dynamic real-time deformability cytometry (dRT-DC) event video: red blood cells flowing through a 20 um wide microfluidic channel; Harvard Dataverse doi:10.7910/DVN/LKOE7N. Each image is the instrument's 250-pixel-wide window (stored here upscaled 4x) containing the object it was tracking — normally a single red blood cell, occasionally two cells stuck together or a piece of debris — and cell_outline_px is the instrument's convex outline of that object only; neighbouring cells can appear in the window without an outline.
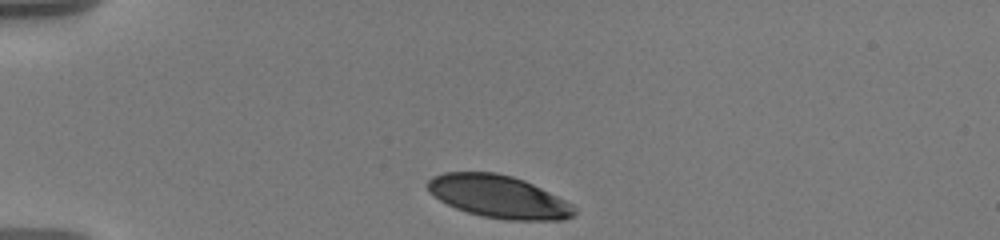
{"species": "human", "species_latin": "Homo sapiens", "temperature_condition": "warm", "stored_images_in_passage": 39, "camera_frame_rate_fps": 3000, "um_per_image_px": 0.085, "donor": {"sex": "male"}, "frame": {"image": 1, "passage_image": 1, "time_ms": 0.0, "image_size_px": [1000, 240], "cell_outline_px": [[576, 212], [572, 216], [564, 220], [508, 220], [480, 216], [456, 208], [440, 200], [428, 192], [428, 180], [432, 176], [444, 172], [496, 172], [512, 176], [524, 180], [572, 204], [576, 208]], "centroid_in_image_um": [42.36, 16.71], "position_along_channel_um": 42.6, "area_um2": 36.3}}
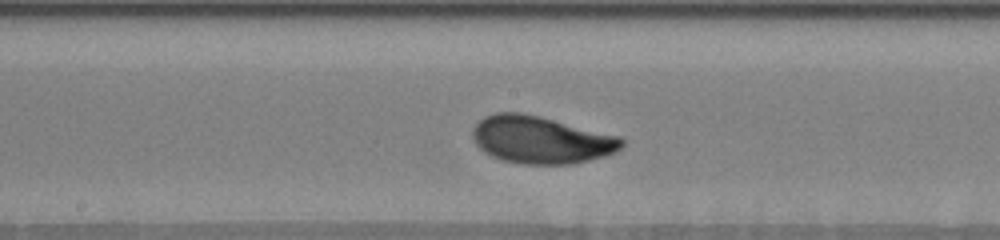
{"frame": {"image": 2, "passage_image": 18, "time_ms": 5.667, "image_size_px": [1000, 240], "cell_outline_px": [[624, 144], [616, 152], [604, 156], [572, 164], [520, 164], [504, 160], [492, 156], [484, 152], [476, 144], [472, 136], [472, 128], [484, 116], [496, 112], [520, 112], [540, 116], [620, 136], [624, 140]], "centroid_in_image_um": [45.98, 11.88], "position_along_channel_um": 202.2, "area_um2": 41.27}}
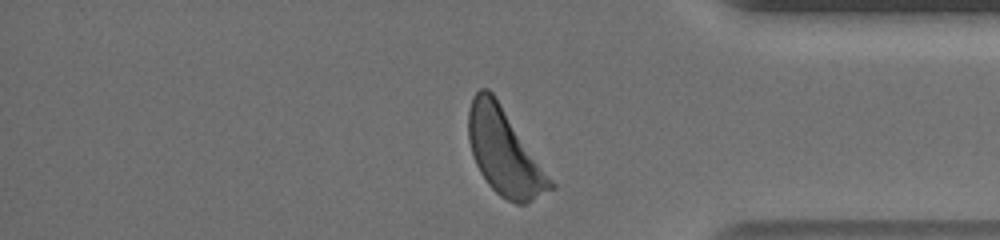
{"frame": {"image": 3, "passage_image": 36, "time_ms": 11.333, "image_size_px": [1000, 240], "cell_outline_px": [[556, 188], [524, 204], [516, 204], [500, 196], [488, 184], [480, 172], [476, 164], [468, 140], [468, 112], [472, 96], [480, 88], [488, 88], [492, 92], [556, 184]], "centroid_in_image_um": [42.87, 12.93], "position_along_channel_um": 392.3, "area_um2": 40.81}, "authors_computed_cell_mechanics": {"area_um2": 40.1132, "velocity_mm_per_s": 3.5576, "shape_relaxation_time_tau1_ms": 3.1792, "shape_relaxation_time_tau2_ms": null, "deformation_change_tau1": 0.151, "deformation_change_tau2": null}}